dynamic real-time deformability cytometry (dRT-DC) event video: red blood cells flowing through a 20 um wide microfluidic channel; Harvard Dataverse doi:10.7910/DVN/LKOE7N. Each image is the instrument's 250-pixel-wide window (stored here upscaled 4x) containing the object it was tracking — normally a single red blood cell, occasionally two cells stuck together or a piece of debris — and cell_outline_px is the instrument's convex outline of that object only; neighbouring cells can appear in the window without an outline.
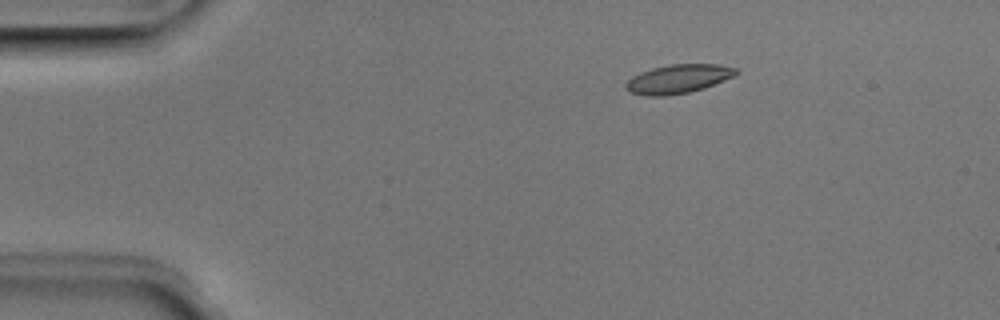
{"species": "Egyptian fruit bat (a non-hibernating species)", "species_latin": "Rousettus aegyptiacus", "temperature_condition": "room temperature", "stored_images_in_passage": 6, "camera_frame_rate_fps": 3000, "um_per_image_px": 0.085, "animal": {"sex": "male"}, "frame": {"image": 1, "passage_image": 3, "time_ms": 0.667, "image_size_px": [1000, 320], "cell_outline_px": [[740, 72], [724, 80], [704, 88], [688, 92], [668, 96], [648, 96], [628, 92], [624, 88], [624, 84], [632, 76], [640, 72], [652, 68], [672, 64], [720, 64], [736, 68]], "centroid_in_image_um": [57.61, 6.71], "position_along_channel_um": 27.4, "area_um2": 18.61}}
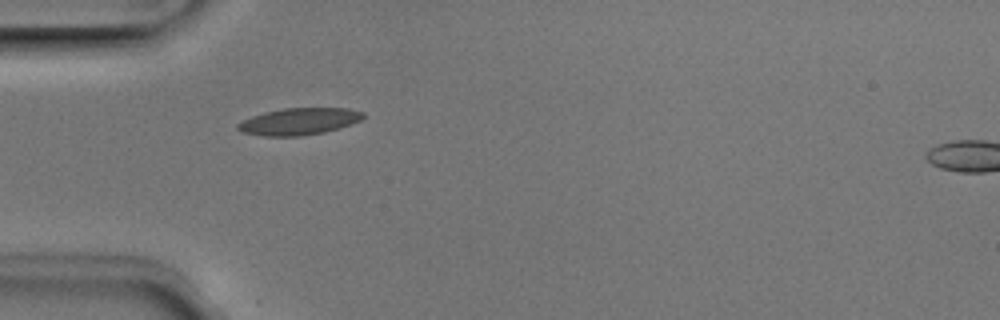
{"frame": {"image": 2, "passage_image": 5, "time_ms": 1.333, "image_size_px": [1000, 320], "cell_outline_px": [[364, 116], [360, 120], [324, 132], [300, 136], [264, 136], [244, 132], [236, 128], [236, 124], [252, 116], [264, 112], [284, 108], [348, 108], [364, 112]], "centroid_in_image_um": [25.39, 10.31], "position_along_channel_um": 59.6, "area_um2": 19.36}}